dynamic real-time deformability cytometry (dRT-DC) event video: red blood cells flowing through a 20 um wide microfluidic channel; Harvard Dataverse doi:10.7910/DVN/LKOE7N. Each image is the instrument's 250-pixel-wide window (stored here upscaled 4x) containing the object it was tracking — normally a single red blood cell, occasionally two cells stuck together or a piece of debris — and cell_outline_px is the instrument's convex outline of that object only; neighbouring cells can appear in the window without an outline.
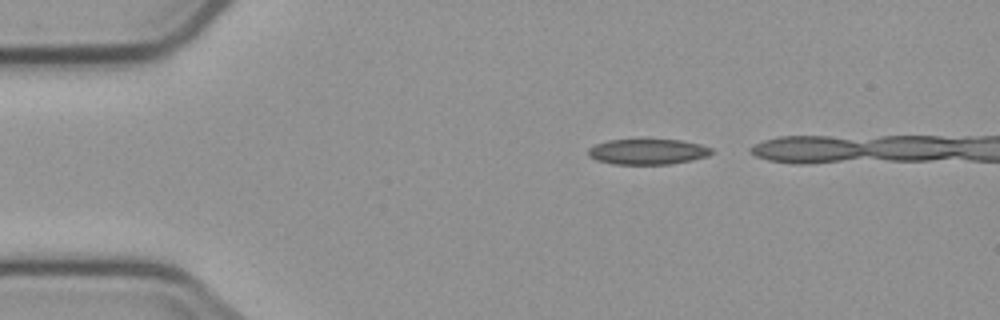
{"species": "common noctule bat (a hibernating species)", "species_latin": "Nyctalus noctula", "temperature_condition": "cold", "stored_images_in_passage": 10, "segment_of_instrument_passage": [1, 2], "camera_frame_rate_fps": 3000, "um_per_image_px": 0.085, "animal": {"sex": "male", "body_mass_g": 23.1, "forearm_length_mm": 52.7}, "frame": {"image": 1, "passage_image": 1, "time_ms": 0.0, "image_size_px": [1000, 320], "cell_outline_px": [[712, 152], [708, 156], [692, 160], [672, 164], [612, 164], [596, 160], [588, 156], [588, 148], [596, 144], [608, 140], [680, 140], [700, 144], [712, 148]], "centroid_in_image_um": [55.04, 12.9], "position_along_channel_um": 30.0, "area_um2": 18.32}}
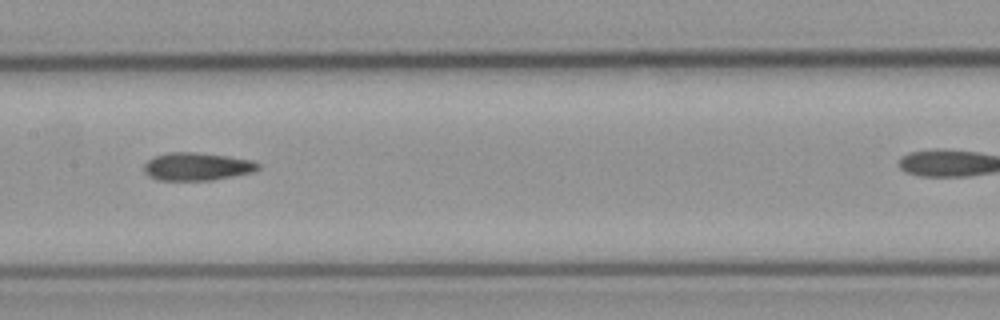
{"frame": {"image": 2, "passage_image": 6, "time_ms": 5.667, "image_size_px": [1000, 320], "cell_outline_px": [[260, 168], [252, 172], [212, 180], [156, 180], [148, 176], [144, 172], [144, 164], [148, 160], [156, 156], [168, 152], [196, 152], [228, 156], [252, 160], [260, 164]], "centroid_in_image_um": [16.73, 14.15], "position_along_channel_um": 190.7, "area_um2": 18.55}}
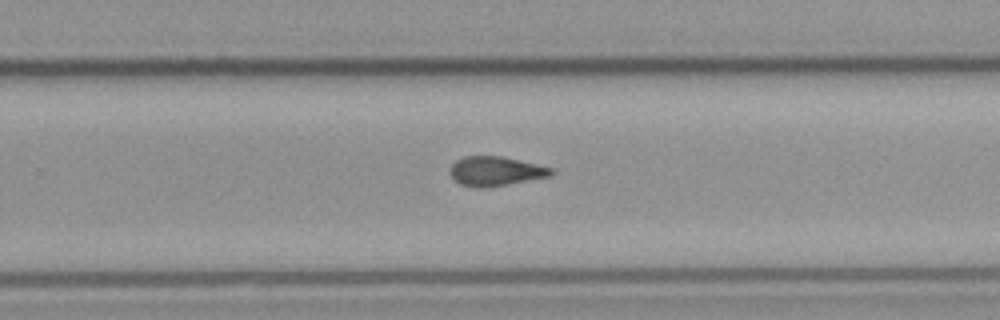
{"frame": {"image": 3, "passage_image": 9, "time_ms": 10.0, "image_size_px": [1000, 320], "cell_outline_px": [[552, 176], [508, 184], [484, 188], [476, 188], [460, 184], [448, 172], [448, 168], [456, 160], [464, 156], [500, 156], [536, 164], [552, 168]], "centroid_in_image_um": [42.08, 14.55], "position_along_channel_um": 287.7, "area_um2": 17.28}}